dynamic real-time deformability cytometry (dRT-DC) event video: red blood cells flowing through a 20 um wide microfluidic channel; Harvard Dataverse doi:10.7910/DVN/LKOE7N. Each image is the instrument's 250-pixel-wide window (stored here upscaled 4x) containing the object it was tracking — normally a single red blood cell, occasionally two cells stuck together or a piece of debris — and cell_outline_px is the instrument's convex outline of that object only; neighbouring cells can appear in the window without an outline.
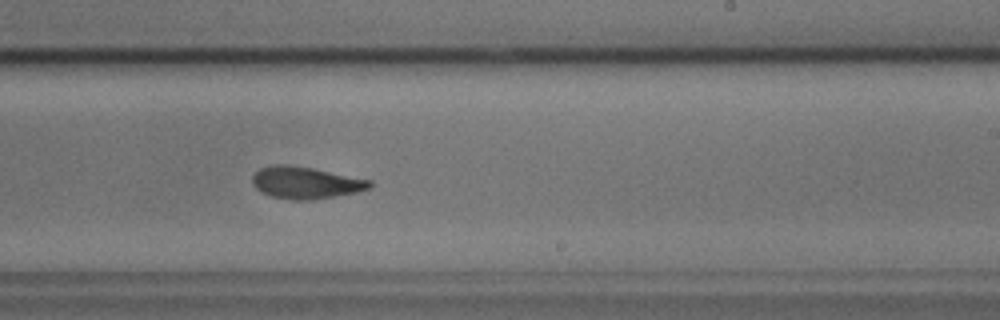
{"species": "common noctule bat (a hibernating species)", "species_latin": "Nyctalus noctula", "temperature_condition": "cold", "stored_images_in_passage": 52, "camera_frame_rate_fps": 3000, "um_per_image_px": 0.085, "animal": {"sex": "male", "body_mass_g": 17.9, "forearm_length_mm": 54.2}, "frame": {"image": 1, "passage_image": 30, "time_ms": 9.667, "image_size_px": [1000, 320], "cell_outline_px": [[372, 188], [356, 192], [312, 200], [292, 200], [272, 196], [256, 188], [252, 184], [252, 176], [260, 168], [272, 164], [284, 164], [312, 168], [372, 180]], "centroid_in_image_um": [25.99, 15.52], "position_along_channel_um": 263.0, "area_um2": 21.79}, "authors_computed_cell_mechanics": {"area_um2": 21.7906, "velocity_mm_per_s": 3.7592, "shape_relaxation_time_tau1_ms": 3.6132, "shape_relaxation_time_tau2_ms": 2.238, "deformation_change_tau1": 0.1669, "deformation_change_tau2": 0.1007}}